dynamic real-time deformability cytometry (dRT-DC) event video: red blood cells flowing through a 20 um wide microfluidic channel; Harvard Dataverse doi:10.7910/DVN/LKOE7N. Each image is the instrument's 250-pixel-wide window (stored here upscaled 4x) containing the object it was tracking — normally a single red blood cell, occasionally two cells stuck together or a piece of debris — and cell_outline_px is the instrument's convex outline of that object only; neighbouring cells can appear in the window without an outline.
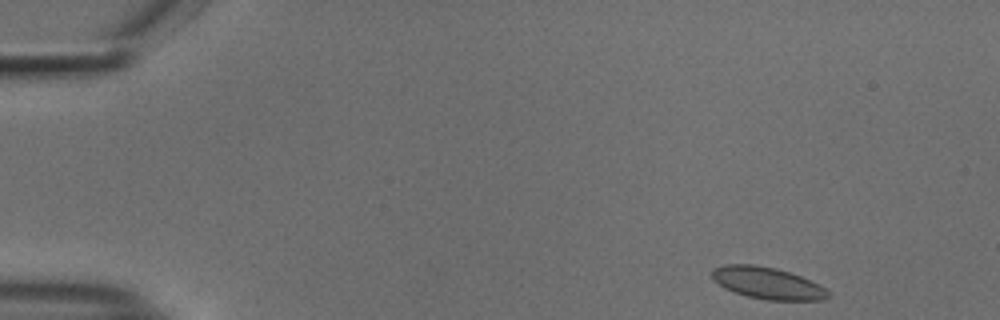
{"species": "common noctule bat (a hibernating species)", "species_latin": "Nyctalus noctula", "temperature_condition": "cold", "stored_images_in_passage": 18, "camera_frame_rate_fps": 3000, "um_per_image_px": 0.085, "animal": {"sex": "male", "body_mass_g": 18.8}, "frame": {"image": 1, "passage_image": 1, "time_ms": 0.0, "image_size_px": [1000, 320], "cell_outline_px": [[832, 296], [824, 300], [768, 300], [748, 296], [724, 288], [712, 280], [712, 268], [724, 264], [752, 264], [776, 268], [800, 276], [824, 288]], "centroid_in_image_um": [65.19, 24.06], "position_along_channel_um": 19.8, "area_um2": 21.39}}
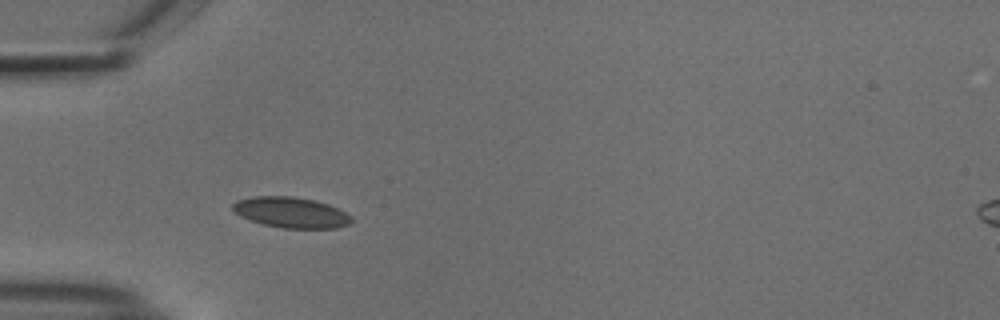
{"frame": {"image": 2, "passage_image": 12, "time_ms": 3.667, "image_size_px": [1000, 320], "cell_outline_px": [[352, 220], [348, 224], [336, 228], [280, 228], [264, 224], [240, 216], [232, 208], [232, 204], [236, 200], [252, 196], [292, 196], [312, 200], [328, 204], [352, 216]], "centroid_in_image_um": [24.71, 18.05], "position_along_channel_um": 60.3, "area_um2": 21.04}}
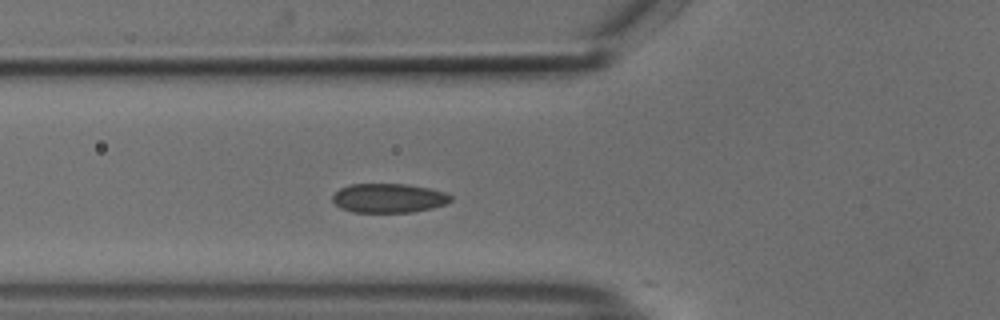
{"frame": {"image": 3, "passage_image": 15, "time_ms": 4.667, "image_size_px": [1000, 320], "cell_outline_px": [[452, 200], [448, 204], [432, 208], [412, 212], [352, 212], [340, 208], [332, 200], [332, 196], [340, 188], [348, 184], [408, 184], [428, 188], [444, 192], [452, 196]], "centroid_in_image_um": [33.04, 16.84], "position_along_channel_um": 92.8, "area_um2": 20.23}}